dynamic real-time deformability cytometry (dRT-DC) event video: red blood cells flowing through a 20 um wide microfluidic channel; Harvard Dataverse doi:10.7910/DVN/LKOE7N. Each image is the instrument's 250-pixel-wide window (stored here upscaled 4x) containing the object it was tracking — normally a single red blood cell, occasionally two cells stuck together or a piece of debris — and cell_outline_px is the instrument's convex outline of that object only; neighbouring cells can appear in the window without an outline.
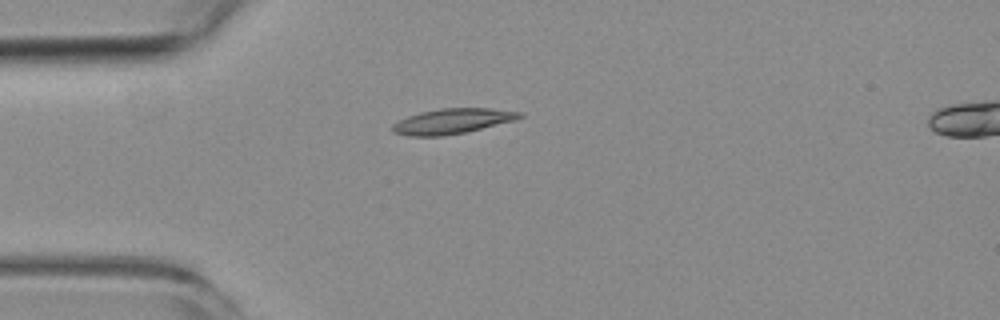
{"species": "common noctule bat (a hibernating species)", "species_latin": "Nyctalus noctula", "temperature_condition": "room temperature", "stored_images_in_passage": 1, "camera_frame_rate_fps": 3000, "um_per_image_px": 0.085, "animal": {"sex": "female", "body_mass_g": 19.3, "forearm_length_mm": 54.1}, "frame": {"image": 1, "passage_image": 1, "time_ms": 0.0, "image_size_px": [1000, 320], "cell_outline_px": [[524, 116], [516, 120], [464, 132], [440, 136], [408, 136], [392, 132], [392, 124], [408, 116], [420, 112], [440, 108], [492, 108], [524, 112]], "centroid_in_image_um": [38.47, 10.29], "position_along_channel_um": 46.5, "area_um2": 18.67}}